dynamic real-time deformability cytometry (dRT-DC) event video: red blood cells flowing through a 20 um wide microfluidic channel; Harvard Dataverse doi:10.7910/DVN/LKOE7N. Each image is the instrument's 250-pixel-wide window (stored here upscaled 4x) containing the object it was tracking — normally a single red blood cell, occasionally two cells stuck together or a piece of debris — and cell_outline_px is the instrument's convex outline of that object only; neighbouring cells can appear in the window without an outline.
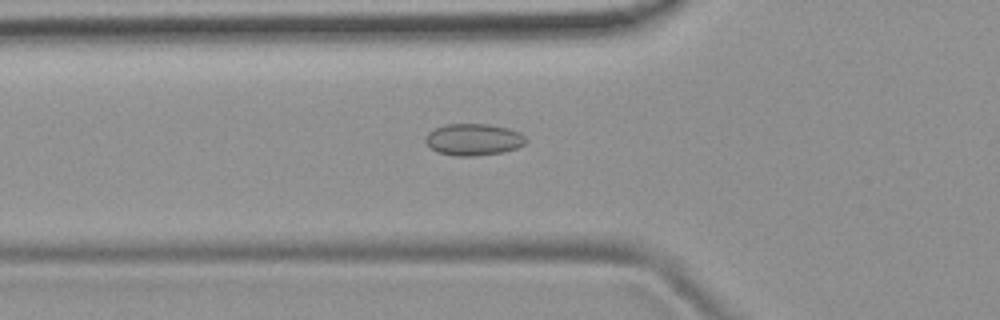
{"species": "common noctule bat (a hibernating species)", "species_latin": "Nyctalus noctula", "temperature_condition": "room temperature", "stored_images_in_passage": 49, "camera_frame_rate_fps": 3000, "um_per_image_px": 0.085, "animal": {"sex": "female", "body_mass_g": 19.9}, "frame": {"image": 1, "passage_image": 15, "time_ms": 4.667, "image_size_px": [1000, 320], "cell_outline_px": [[528, 140], [524, 144], [516, 148], [504, 152], [476, 156], [456, 156], [436, 152], [424, 140], [424, 136], [428, 132], [444, 124], [488, 124], [508, 128], [520, 132]], "centroid_in_image_um": [40.24, 11.86], "position_along_channel_um": 85.6, "area_um2": 18.73}}
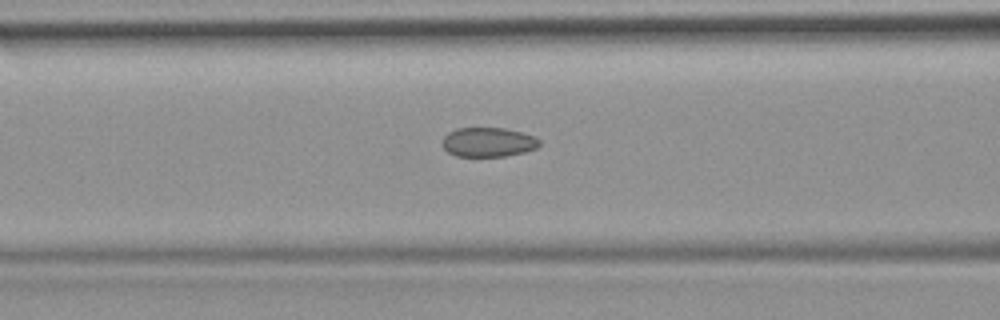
{"frame": {"image": 2, "passage_image": 18, "time_ms": 5.667, "image_size_px": [1000, 320], "cell_outline_px": [[540, 144], [536, 148], [524, 152], [504, 156], [456, 156], [448, 152], [444, 148], [444, 136], [448, 132], [456, 128], [504, 128], [536, 136], [540, 140]], "centroid_in_image_um": [41.51, 12.08], "position_along_channel_um": 125.1, "area_um2": 16.53}}
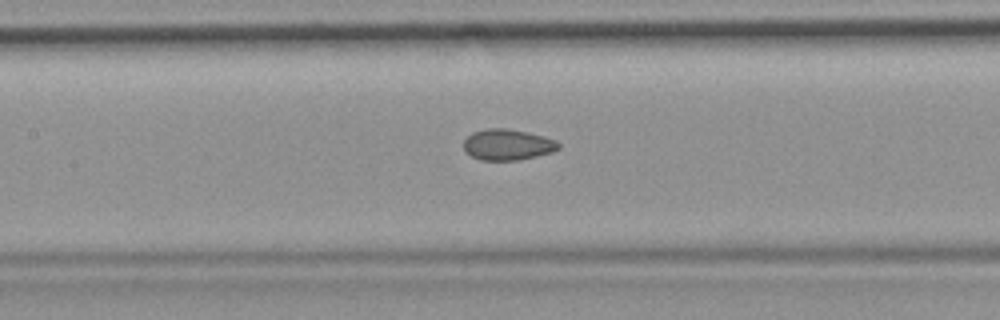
{"frame": {"image": 3, "passage_image": 21, "time_ms": 6.667, "image_size_px": [1000, 320], "cell_outline_px": [[560, 148], [552, 152], [520, 160], [480, 160], [472, 156], [464, 148], [464, 140], [472, 132], [488, 128], [508, 128], [544, 136], [556, 140], [560, 144]], "centroid_in_image_um": [43.16, 12.29], "position_along_channel_um": 164.2, "area_um2": 17.11}, "authors_computed_cell_mechanics": {"area_um2": 17.34, "velocity_mm_per_s": 3.8995, "shape_relaxation_time_tau1_ms": null, "shape_relaxation_time_tau2_ms": 1.3932, "deformation_change_tau1": null, "deformation_change_tau2": 0.0707}}